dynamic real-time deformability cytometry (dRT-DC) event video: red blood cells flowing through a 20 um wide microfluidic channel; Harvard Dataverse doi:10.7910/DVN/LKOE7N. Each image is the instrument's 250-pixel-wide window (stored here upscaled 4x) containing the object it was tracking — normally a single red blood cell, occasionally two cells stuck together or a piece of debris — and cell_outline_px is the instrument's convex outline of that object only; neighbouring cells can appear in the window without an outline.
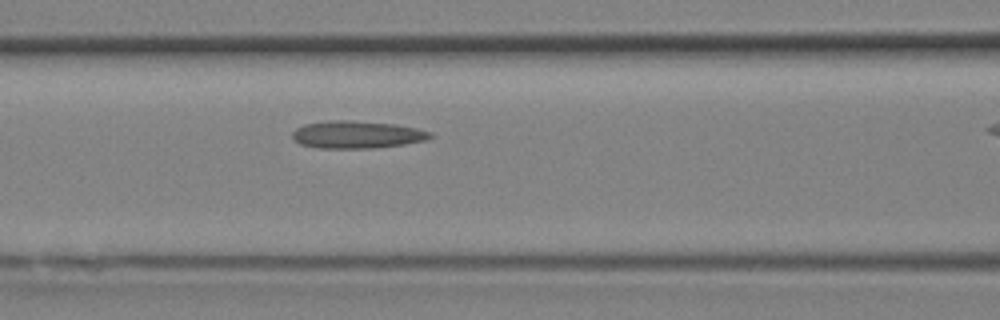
{"species": "Egyptian fruit bat (a non-hibernating species)", "species_latin": "Rousettus aegyptiacus", "temperature_condition": "room temperature", "stored_images_in_passage": 8, "segment_of_instrument_passage": [1, 2], "camera_frame_rate_fps": 3000, "um_per_image_px": 0.085, "animal": {"sex": "female"}, "frame": {"image": 1, "passage_image": 7, "time_ms": 2.0, "image_size_px": [1000, 320], "cell_outline_px": [[432, 136], [424, 140], [404, 144], [372, 148], [320, 148], [300, 144], [292, 136], [292, 132], [296, 128], [304, 124], [328, 120], [352, 120], [392, 124], [416, 128], [432, 132]], "centroid_in_image_um": [30.3, 11.43], "position_along_channel_um": 136.3, "area_um2": 21.91}}